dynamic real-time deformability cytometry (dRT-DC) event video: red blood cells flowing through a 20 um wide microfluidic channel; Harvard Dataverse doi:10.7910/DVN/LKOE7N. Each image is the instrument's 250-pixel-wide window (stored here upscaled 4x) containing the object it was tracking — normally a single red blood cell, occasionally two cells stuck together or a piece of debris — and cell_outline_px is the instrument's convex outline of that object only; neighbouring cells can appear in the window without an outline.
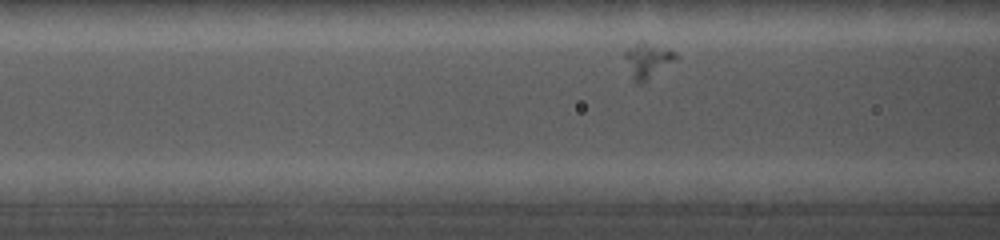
{"species": "common noctule bat (a hibernating species)", "species_latin": "Nyctalus noctula", "temperature_condition": "cold", "stored_images_in_passage": 22, "camera_frame_rate_fps": 5000, "um_per_image_px": 0.085, "animal": {"sex": "female", "body_mass_g": 19.0, "forearm_length_mm": 56.7}, "frame": {"image": 1, "passage_image": 3, "time_ms": 1.0, "image_size_px": [1000, 240], "cell_outline_px": [[680, 60], [648, 80], [636, 84], [632, 80], [624, 56], [624, 52], [636, 44], [644, 44], [672, 52], [680, 56]], "centroid_in_image_um": [55.08, 5.24], "position_along_channel_um": 111.5, "area_um2": 10.06}}
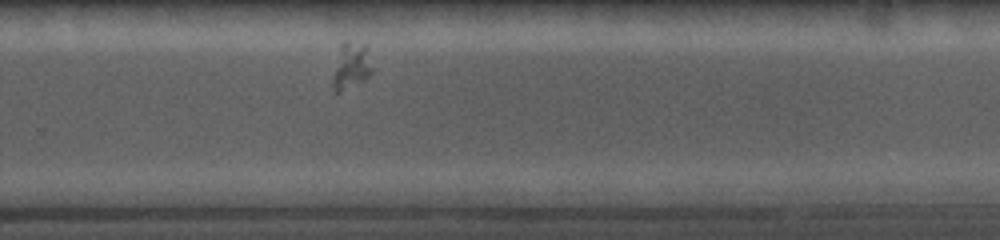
{"frame": {"image": 2, "passage_image": 15, "time_ms": 6.4, "image_size_px": [1000, 240], "cell_outline_px": [[372, 72], [368, 76], [340, 92], [332, 92], [332, 76], [340, 44], [344, 40], [368, 44], [372, 68]], "centroid_in_image_um": [29.83, 5.54], "position_along_channel_um": 300.0, "area_um2": 10.87}}
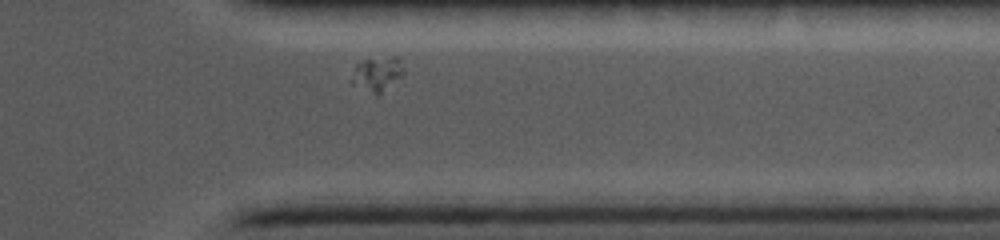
{"frame": {"image": 3, "passage_image": 20, "time_ms": 8.6, "image_size_px": [1000, 240], "cell_outline_px": [[404, 72], [380, 96], [376, 96], [348, 84], [348, 80], [356, 64], [364, 60], [396, 56], [400, 56], [404, 68]], "centroid_in_image_um": [32.0, 6.33], "position_along_channel_um": 379.4, "area_um2": 10.98}}